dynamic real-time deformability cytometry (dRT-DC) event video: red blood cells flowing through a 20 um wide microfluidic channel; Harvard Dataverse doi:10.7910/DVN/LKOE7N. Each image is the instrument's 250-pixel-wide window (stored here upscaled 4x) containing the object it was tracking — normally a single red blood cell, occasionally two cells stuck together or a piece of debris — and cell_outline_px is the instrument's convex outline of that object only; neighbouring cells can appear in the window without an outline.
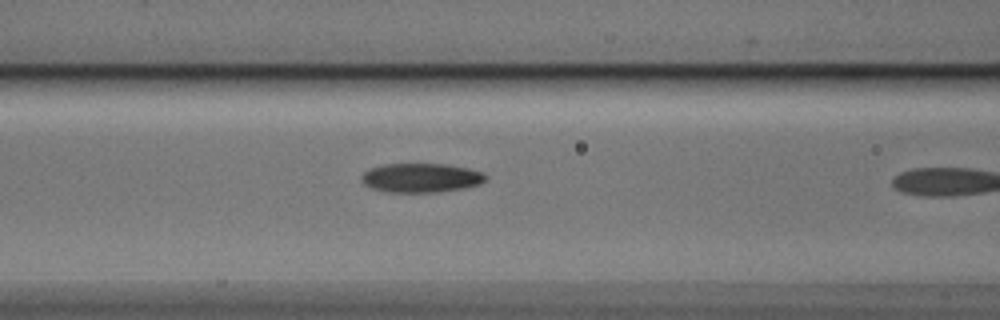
{"species": "Egyptian fruit bat (a non-hibernating species)", "species_latin": "Rousettus aegyptiacus", "temperature_condition": "cold", "stored_images_in_passage": 11, "camera_frame_rate_fps": 3000, "um_per_image_px": 0.085, "animal": {"sex": "male"}, "frame": {"image": 1, "passage_image": 10, "time_ms": 3.0, "image_size_px": [1000, 320], "cell_outline_px": [[488, 180], [480, 184], [464, 188], [440, 192], [388, 192], [372, 188], [364, 184], [360, 180], [360, 176], [364, 172], [372, 168], [384, 164], [444, 164], [468, 168], [480, 172], [488, 176]], "centroid_in_image_um": [35.8, 15.12], "position_along_channel_um": 130.8, "area_um2": 21.15}}